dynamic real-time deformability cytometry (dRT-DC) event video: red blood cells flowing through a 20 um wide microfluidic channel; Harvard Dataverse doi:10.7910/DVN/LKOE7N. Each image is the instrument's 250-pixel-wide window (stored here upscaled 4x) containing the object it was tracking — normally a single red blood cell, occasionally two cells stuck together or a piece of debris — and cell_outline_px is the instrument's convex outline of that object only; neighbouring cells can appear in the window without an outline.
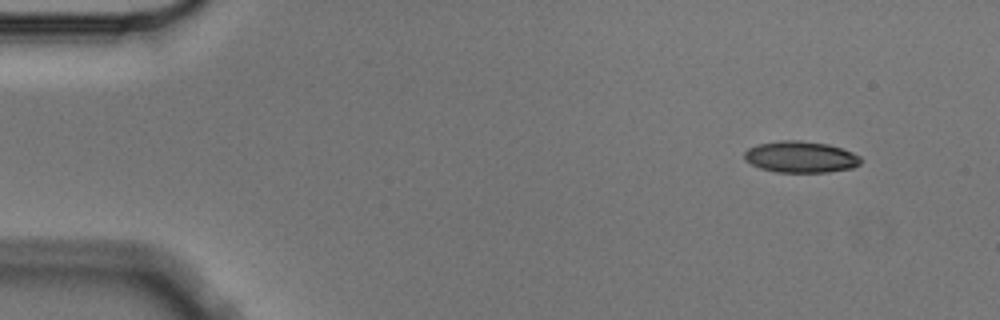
{"species": "Egyptian fruit bat (a non-hibernating species)", "species_latin": "Rousettus aegyptiacus", "temperature_condition": "cold", "stored_images_in_passage": 3, "camera_frame_rate_fps": 3000, "um_per_image_px": 0.085, "animal": {"sex": "male"}, "frame": {"image": 1, "passage_image": 1, "time_ms": 0.0, "image_size_px": [1000, 320], "cell_outline_px": [[860, 164], [852, 168], [828, 172], [776, 172], [760, 168], [744, 160], [744, 152], [748, 148], [756, 144], [780, 140], [800, 140], [828, 144], [852, 152], [860, 156]], "centroid_in_image_um": [68.02, 13.33], "position_along_channel_um": 17.0, "area_um2": 21.39}}